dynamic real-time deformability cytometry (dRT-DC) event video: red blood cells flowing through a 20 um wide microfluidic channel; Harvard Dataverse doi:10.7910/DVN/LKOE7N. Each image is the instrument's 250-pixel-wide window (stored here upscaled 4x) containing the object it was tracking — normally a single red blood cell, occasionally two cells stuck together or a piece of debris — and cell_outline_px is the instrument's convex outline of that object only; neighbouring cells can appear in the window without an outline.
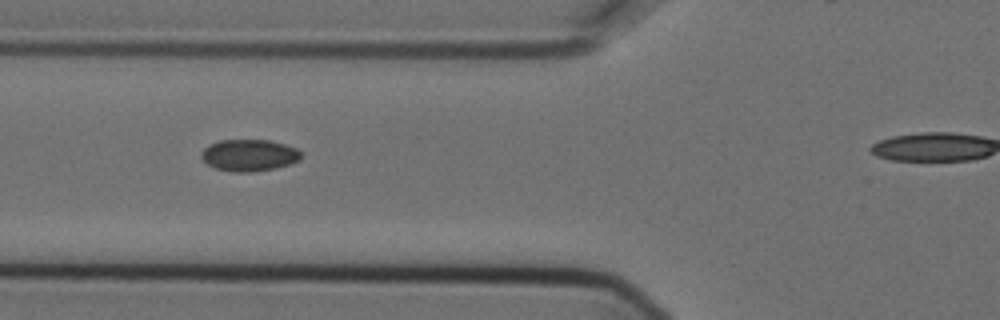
{"species": "Egyptian fruit bat (a non-hibernating species)", "species_latin": "Rousettus aegyptiacus", "temperature_condition": "cold", "stored_images_in_passage": 9, "camera_frame_rate_fps": 3000, "um_per_image_px": 0.085, "animal": {"sex": "female"}, "frame": {"image": 1, "passage_image": 4, "time_ms": 1.0, "image_size_px": [1000, 320], "cell_outline_px": [[300, 160], [292, 164], [276, 168], [248, 172], [232, 172], [216, 168], [208, 164], [200, 156], [200, 152], [204, 148], [220, 140], [268, 140], [284, 144], [296, 148], [300, 152]], "centroid_in_image_um": [21.18, 13.2], "position_along_channel_um": 104.6, "area_um2": 18.38}}
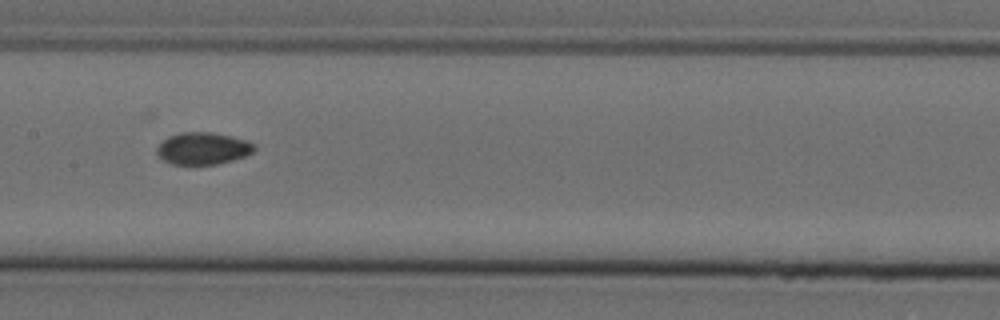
{"frame": {"image": 2, "passage_image": 6, "time_ms": 1.667, "image_size_px": [1000, 320], "cell_outline_px": [[256, 148], [252, 152], [244, 156], [232, 160], [216, 164], [172, 164], [164, 160], [156, 152], [156, 148], [168, 136], [180, 132], [212, 132], [232, 136], [248, 140], [256, 144]], "centroid_in_image_um": [17.27, 12.6], "position_along_channel_um": 190.1, "area_um2": 18.21}}